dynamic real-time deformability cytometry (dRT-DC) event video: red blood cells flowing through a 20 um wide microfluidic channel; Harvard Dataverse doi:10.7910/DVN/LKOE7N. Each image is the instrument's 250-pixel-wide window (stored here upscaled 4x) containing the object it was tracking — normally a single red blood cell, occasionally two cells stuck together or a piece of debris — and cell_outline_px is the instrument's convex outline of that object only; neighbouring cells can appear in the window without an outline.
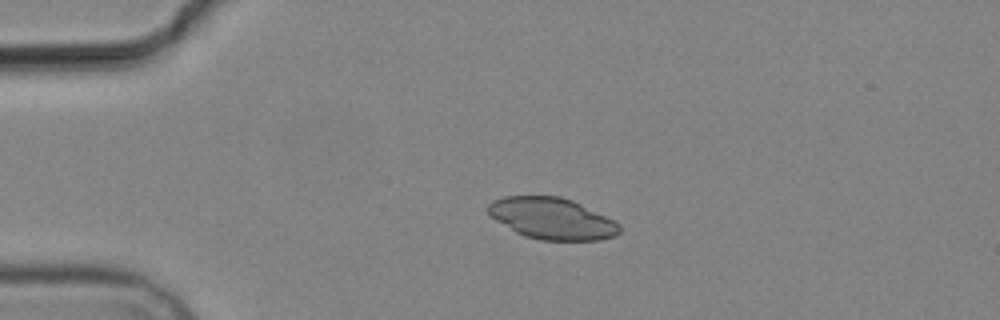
{"species": "common noctule bat (a hibernating species)", "species_latin": "Nyctalus noctula", "temperature_condition": "cold", "stored_images_in_passage": 5, "camera_frame_rate_fps": 3000, "um_per_image_px": 0.085, "animal": {"sex": "male", "body_mass_g": 19.2, "forearm_length_mm": 51.8}, "frame": {"image": 1, "passage_image": 4, "time_ms": 3.667, "image_size_px": [1000, 320], "cell_outline_px": [[620, 232], [616, 236], [600, 240], [540, 240], [524, 236], [516, 232], [496, 220], [488, 212], [488, 204], [492, 200], [504, 196], [560, 196], [572, 200], [620, 224]], "centroid_in_image_um": [46.91, 18.58], "position_along_channel_um": 38.1, "area_um2": 31.5}}